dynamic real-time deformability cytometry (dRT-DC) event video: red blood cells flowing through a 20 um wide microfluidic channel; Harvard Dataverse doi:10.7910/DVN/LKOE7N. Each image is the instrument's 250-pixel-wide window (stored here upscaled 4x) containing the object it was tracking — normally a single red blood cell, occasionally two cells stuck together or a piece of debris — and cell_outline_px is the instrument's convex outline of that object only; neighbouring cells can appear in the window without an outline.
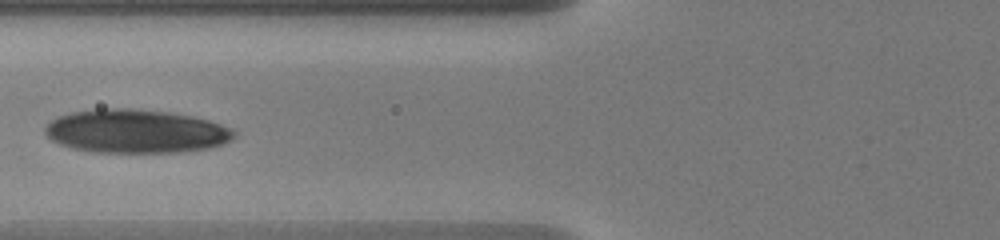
{"species": "human", "species_latin": "Homo sapiens", "temperature_condition": "warm", "stored_images_in_passage": 6, "camera_frame_rate_fps": 3000, "um_per_image_px": 0.085, "donor": {"sex": "male"}, "frame": {"image": 1, "passage_image": 5, "time_ms": 5.0, "image_size_px": [1000, 240], "cell_outline_px": [[236, 136], [232, 140], [212, 148], [184, 152], [96, 152], [72, 148], [60, 144], [52, 140], [44, 132], [44, 128], [52, 120], [60, 116], [72, 112], [96, 108], [132, 108], [168, 112], [192, 116], [208, 120], [232, 128], [236, 132]], "centroid_in_image_um": [11.59, 11.16], "position_along_channel_um": 114.2, "area_um2": 48.21}}